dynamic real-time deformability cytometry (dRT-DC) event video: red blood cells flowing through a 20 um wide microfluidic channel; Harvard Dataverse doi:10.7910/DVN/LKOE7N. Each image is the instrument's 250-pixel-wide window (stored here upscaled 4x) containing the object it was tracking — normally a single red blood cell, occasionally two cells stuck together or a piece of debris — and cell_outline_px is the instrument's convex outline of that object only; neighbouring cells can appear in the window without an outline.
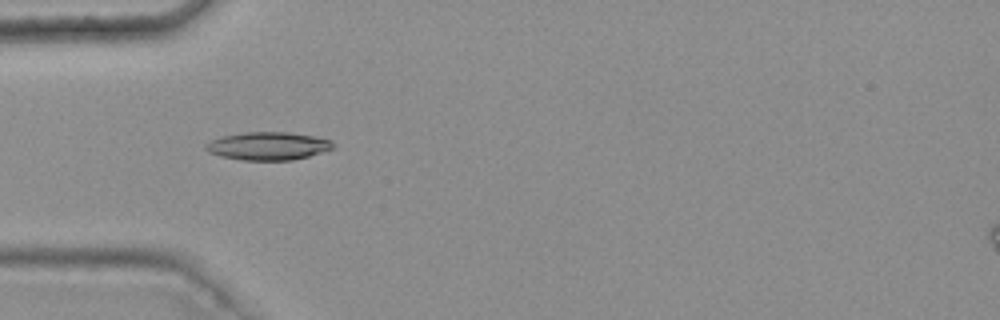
{"species": "common noctule bat (a hibernating species)", "species_latin": "Nyctalus noctula", "temperature_condition": "warm", "stored_images_in_passage": 45, "camera_frame_rate_fps": 3000, "um_per_image_px": 0.085, "animal": {"sex": "female", "body_mass_g": 25.1}, "frame": {"image": 1, "passage_image": 14, "time_ms": 4.333, "image_size_px": [1000, 320], "cell_outline_px": [[336, 148], [308, 156], [292, 160], [240, 160], [220, 156], [208, 152], [204, 148], [204, 144], [220, 136], [244, 132], [288, 132], [312, 136], [332, 140], [336, 144]], "centroid_in_image_um": [22.78, 12.41], "position_along_channel_um": 62.2, "area_um2": 20.98}}
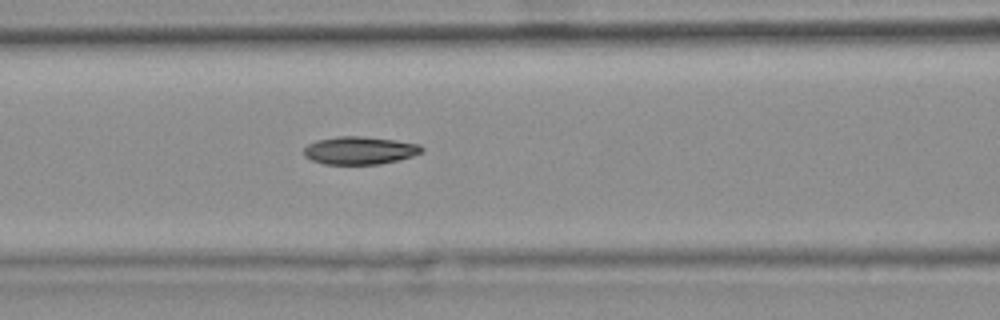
{"frame": {"image": 2, "passage_image": 20, "time_ms": 6.333, "image_size_px": [1000, 320], "cell_outline_px": [[424, 148], [420, 152], [412, 156], [380, 164], [324, 164], [312, 160], [304, 156], [304, 148], [308, 144], [316, 140], [336, 136], [360, 136], [396, 140], [420, 144]], "centroid_in_image_um": [30.55, 12.78], "position_along_channel_um": 136.1, "area_um2": 19.07}}
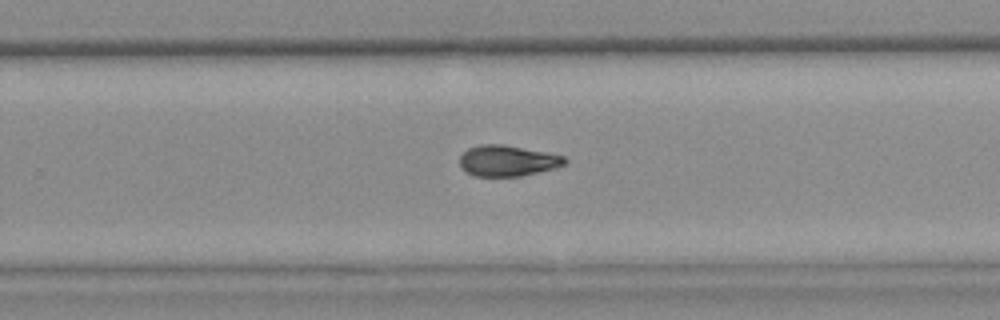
{"frame": {"image": 3, "passage_image": 32, "time_ms": 10.333, "image_size_px": [1000, 320], "cell_outline_px": [[568, 160], [564, 164], [552, 168], [520, 176], [476, 176], [460, 168], [460, 156], [468, 148], [480, 144], [504, 144], [548, 152], [564, 156]], "centroid_in_image_um": [43.12, 13.64], "position_along_channel_um": 286.7, "area_um2": 18.84}, "authors_computed_cell_mechanics": {"area_um2": 19.363, "velocity_mm_per_s": 3.7699, "shape_relaxation_time_tau1_ms": 8.0671, "shape_relaxation_time_tau2_ms": null, "deformation_change_tau1": 0.1979, "deformation_change_tau2": null}}